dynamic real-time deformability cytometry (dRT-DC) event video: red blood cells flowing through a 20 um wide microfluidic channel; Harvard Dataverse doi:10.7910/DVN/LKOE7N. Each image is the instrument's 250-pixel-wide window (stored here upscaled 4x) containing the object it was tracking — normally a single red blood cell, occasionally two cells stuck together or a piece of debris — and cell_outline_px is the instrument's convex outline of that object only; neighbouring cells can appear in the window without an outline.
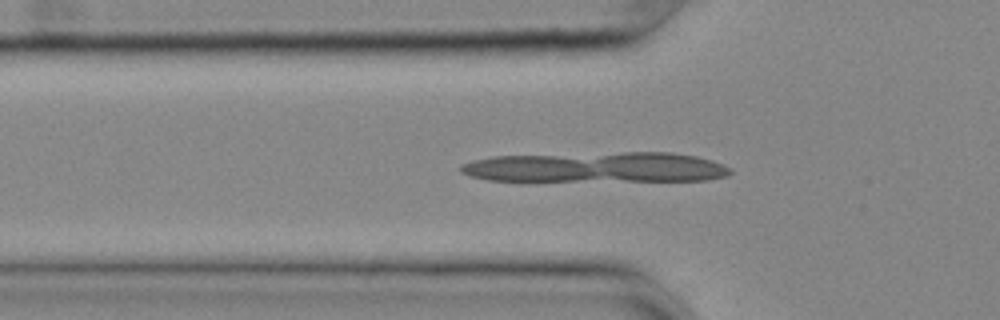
{"species": "common noctule bat (a hibernating species)", "species_latin": "Nyctalus noctula", "temperature_condition": "cold", "stored_images_in_passage": 55, "camera_frame_rate_fps": 3000, "um_per_image_px": 0.085, "animal": {"sex": "female", "body_mass_g": 25.1}, "frame": {"image": 1, "passage_image": 17, "time_ms": 5.333, "image_size_px": [1000, 320], "cell_outline_px": [[732, 172], [728, 176], [708, 180], [488, 180], [472, 176], [460, 172], [460, 164], [472, 160], [492, 156], [624, 152], [672, 152], [696, 156], [712, 160], [732, 168]], "centroid_in_image_um": [50.72, 14.2], "position_along_channel_um": 75.1, "area_um2": 47.4}}
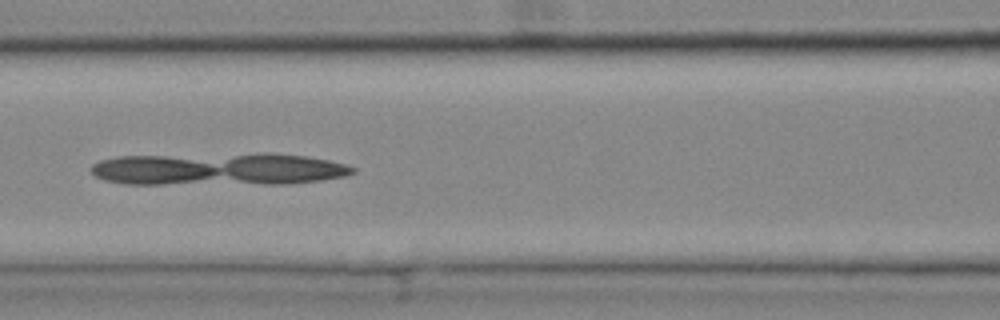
{"frame": {"image": 2, "passage_image": 23, "time_ms": 7.333, "image_size_px": [1000, 320], "cell_outline_px": [[356, 172], [344, 176], [320, 180], [280, 184], [128, 184], [104, 180], [96, 176], [92, 172], [92, 164], [100, 160], [120, 156], [264, 152], [268, 152], [308, 156], [328, 160], [344, 164], [356, 168]], "centroid_in_image_um": [18.59, 14.36], "position_along_channel_um": 148.0, "area_um2": 50.23}}
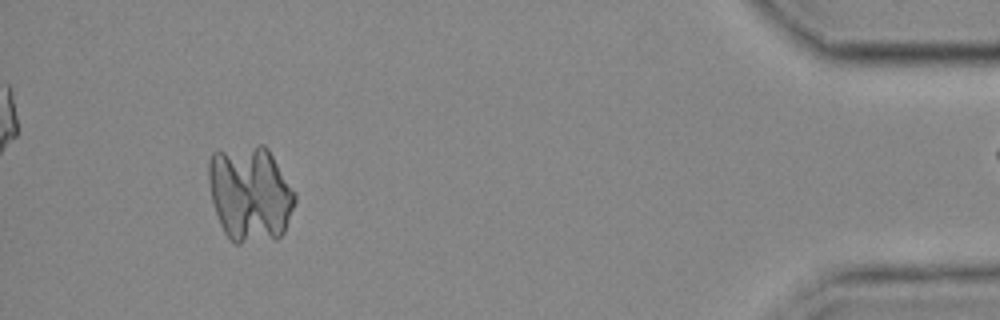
{"frame": {"image": 3, "passage_image": 50, "time_ms": 16.333, "image_size_px": [1000, 320], "cell_outline_px": [[296, 200], [284, 232], [276, 240], [240, 244], [232, 244], [224, 232], [220, 224], [212, 200], [208, 180], [208, 164], [212, 152], [256, 144], [264, 144], [268, 148], [296, 192]], "centroid_in_image_um": [21.27, 16.48], "position_along_channel_um": 413.9, "area_um2": 48.96}}